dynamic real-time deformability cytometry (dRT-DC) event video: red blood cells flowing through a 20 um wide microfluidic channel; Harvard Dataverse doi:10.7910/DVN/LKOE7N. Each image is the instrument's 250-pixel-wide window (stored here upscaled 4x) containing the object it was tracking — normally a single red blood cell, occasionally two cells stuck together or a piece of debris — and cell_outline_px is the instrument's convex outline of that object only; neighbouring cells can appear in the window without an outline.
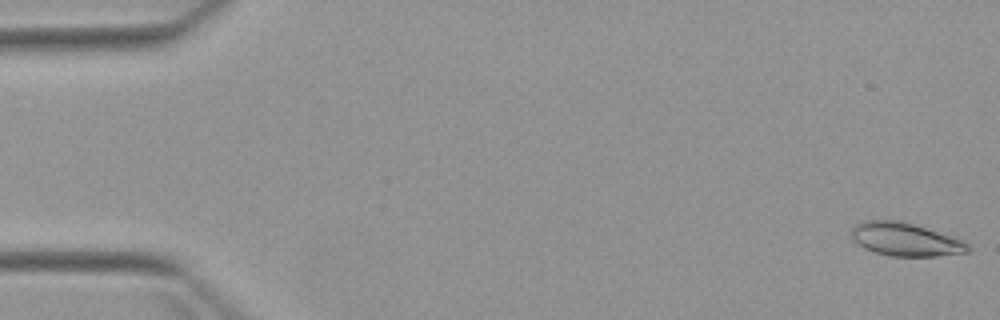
{"species": "Egyptian fruit bat (a non-hibernating species)", "species_latin": "Rousettus aegyptiacus", "temperature_condition": "warm", "stored_images_in_passage": 4, "camera_frame_rate_fps": 3000, "um_per_image_px": 0.085, "animal": {"sex": "female"}, "frame": {"image": 1, "passage_image": 1, "time_ms": 0.0, "image_size_px": [1000, 320], "cell_outline_px": [[972, 248], [968, 252], [936, 256], [888, 256], [864, 248], [856, 244], [852, 240], [852, 228], [856, 224], [864, 220], [900, 220], [964, 240]], "centroid_in_image_um": [76.94, 20.35], "position_along_channel_um": 8.1, "area_um2": 22.6}}